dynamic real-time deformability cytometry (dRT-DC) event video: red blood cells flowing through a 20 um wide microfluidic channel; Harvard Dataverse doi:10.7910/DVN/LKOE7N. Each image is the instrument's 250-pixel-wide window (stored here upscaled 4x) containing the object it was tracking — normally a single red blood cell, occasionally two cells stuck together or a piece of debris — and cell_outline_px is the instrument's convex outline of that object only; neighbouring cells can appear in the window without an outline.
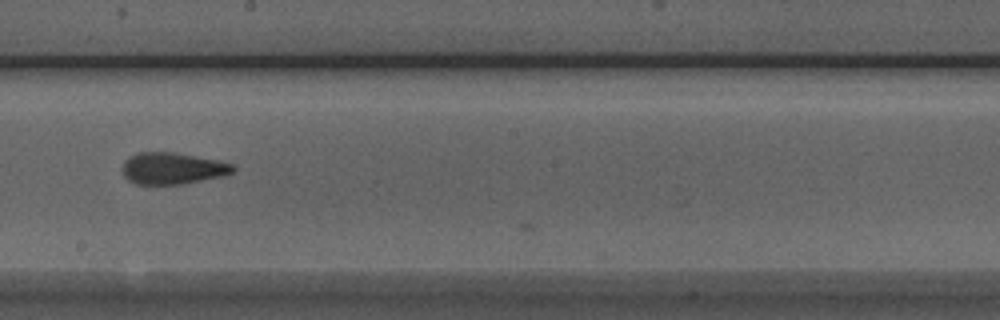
{"species": "Egyptian fruit bat (a non-hibernating species)", "species_latin": "Rousettus aegyptiacus", "temperature_condition": "room temperature", "stored_images_in_passage": 14, "camera_frame_rate_fps": 3000, "um_per_image_px": 0.085, "animal": {"sex": "male"}, "frame": {"image": 1, "passage_image": 13, "time_ms": 4.0, "image_size_px": [1000, 320], "cell_outline_px": [[236, 168], [232, 172], [224, 176], [180, 184], [136, 184], [128, 180], [124, 176], [120, 168], [124, 160], [128, 156], [140, 152], [172, 152], [216, 160], [232, 164]], "centroid_in_image_um": [14.6, 14.31], "position_along_channel_um": 233.6, "area_um2": 20.4}}